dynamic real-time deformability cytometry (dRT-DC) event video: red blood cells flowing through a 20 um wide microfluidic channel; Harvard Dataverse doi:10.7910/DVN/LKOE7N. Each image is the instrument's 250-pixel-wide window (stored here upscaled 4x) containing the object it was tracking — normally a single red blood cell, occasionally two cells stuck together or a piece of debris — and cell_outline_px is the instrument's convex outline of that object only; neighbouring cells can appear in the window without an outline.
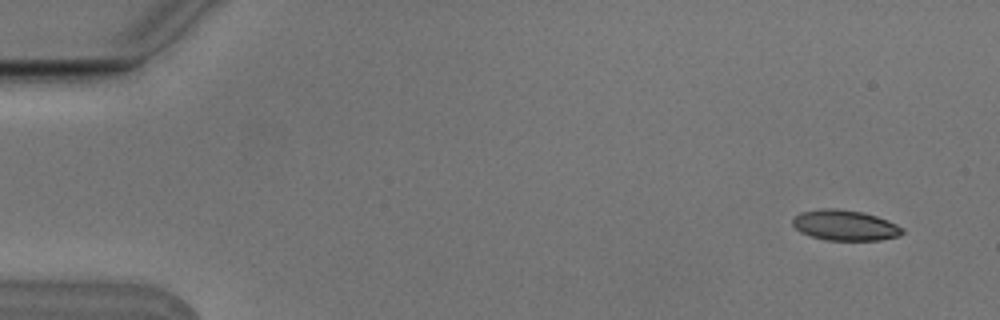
{"species": "Egyptian fruit bat (a non-hibernating species)", "species_latin": "Rousettus aegyptiacus", "temperature_condition": "cold", "stored_images_in_passage": 4, "camera_frame_rate_fps": 3000, "um_per_image_px": 0.085, "animal": {"sex": "male"}, "frame": {"image": 1, "passage_image": 1, "time_ms": 0.0, "image_size_px": [1000, 320], "cell_outline_px": [[904, 232], [900, 236], [880, 240], [828, 240], [812, 236], [800, 232], [792, 224], [792, 216], [800, 212], [820, 208], [840, 208], [864, 212], [888, 220], [904, 228]], "centroid_in_image_um": [71.82, 19.13], "position_along_channel_um": 13.2, "area_um2": 19.77}}
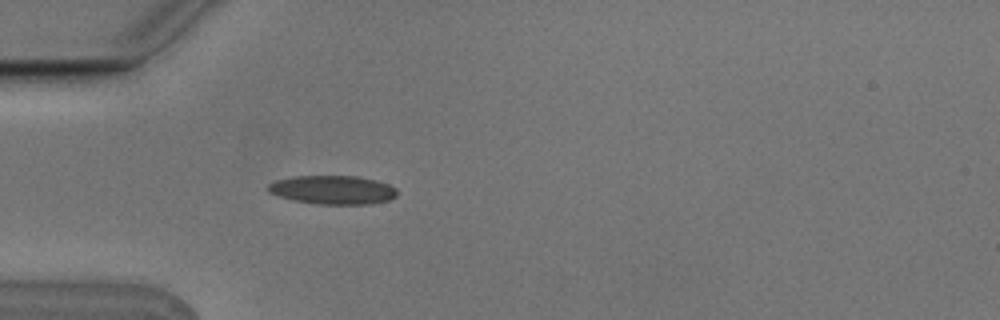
{"frame": {"image": 2, "passage_image": 4, "time_ms": 1.0, "image_size_px": [1000, 320], "cell_outline_px": [[396, 196], [388, 200], [368, 204], [320, 204], [296, 200], [280, 196], [268, 192], [268, 184], [276, 180], [296, 176], [356, 176], [388, 184], [396, 188]], "centroid_in_image_um": [28.28, 16.13], "position_along_channel_um": 56.7, "area_um2": 21.21}}